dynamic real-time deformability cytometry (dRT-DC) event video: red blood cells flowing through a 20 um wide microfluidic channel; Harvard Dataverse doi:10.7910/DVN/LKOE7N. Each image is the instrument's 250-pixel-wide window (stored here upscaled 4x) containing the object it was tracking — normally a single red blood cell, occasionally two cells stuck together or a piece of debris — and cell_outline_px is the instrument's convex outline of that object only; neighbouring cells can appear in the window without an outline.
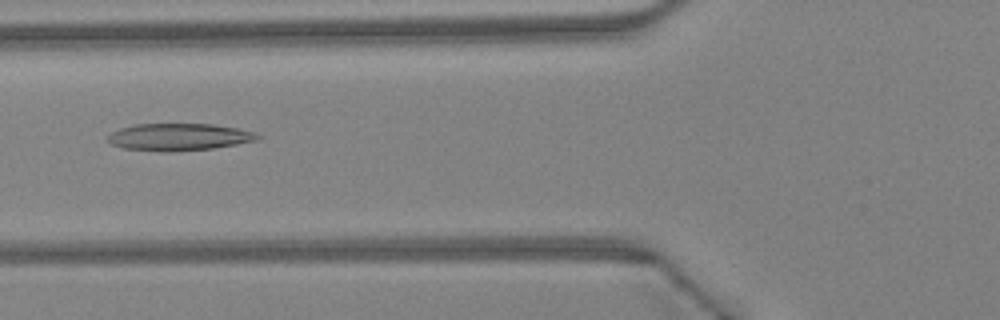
{"species": "Egyptian fruit bat (a non-hibernating species)", "species_latin": "Rousettus aegyptiacus", "temperature_condition": "warm", "stored_images_in_passage": 44, "camera_frame_rate_fps": 3000, "um_per_image_px": 0.085, "animal": {"sex": "female"}, "frame": {"image": 1, "passage_image": 17, "time_ms": 5.333, "image_size_px": [1000, 320], "cell_outline_px": [[260, 136], [256, 140], [236, 144], [212, 148], [168, 152], [124, 148], [112, 144], [108, 140], [108, 136], [112, 132], [120, 128], [136, 124], [212, 124], [236, 128], [252, 132]], "centroid_in_image_um": [15.17, 11.64], "position_along_channel_um": 110.6, "area_um2": 23.29}}
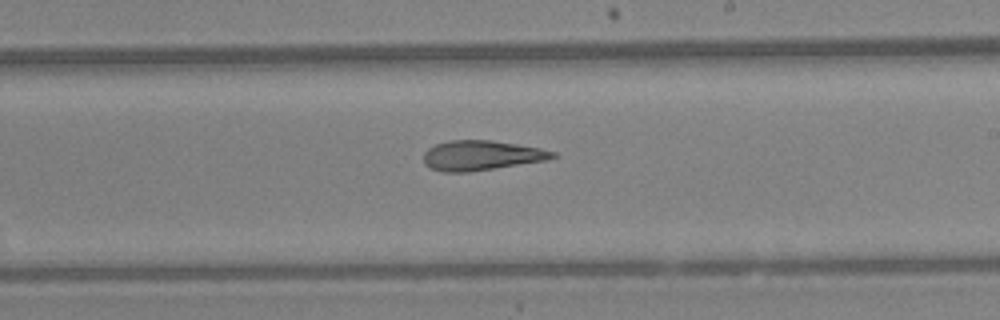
{"frame": {"image": 2, "passage_image": 26, "time_ms": 8.333, "image_size_px": [1000, 320], "cell_outline_px": [[556, 156], [544, 160], [468, 172], [444, 172], [432, 168], [424, 164], [424, 152], [428, 148], [436, 144], [448, 140], [492, 140], [540, 148], [556, 152]], "centroid_in_image_um": [40.87, 13.2], "position_along_channel_um": 248.1, "area_um2": 22.14}}
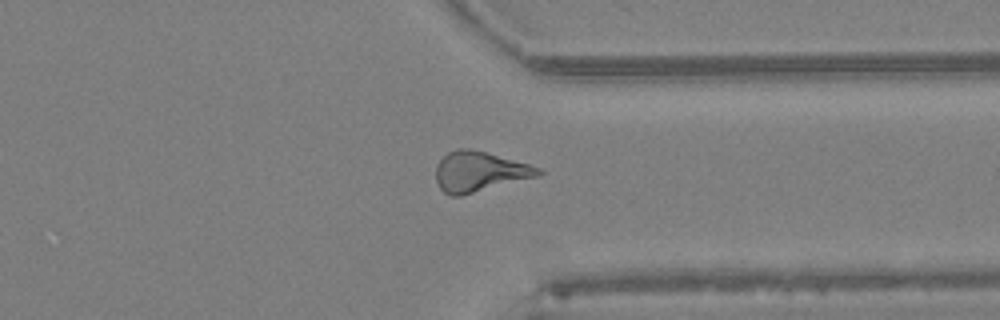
{"frame": {"image": 3, "passage_image": 34, "time_ms": 11.0, "image_size_px": [1000, 320], "cell_outline_px": [[544, 172], [536, 176], [460, 196], [448, 196], [440, 188], [436, 180], [436, 164], [448, 152], [456, 148], [468, 148], [484, 152], [528, 164], [540, 168]], "centroid_in_image_um": [40.69, 14.59], "position_along_channel_um": 370.7, "area_um2": 23.52}, "authors_computed_cell_mechanics": {"area_um2": 23.5246, "velocity_mm_per_s": 4.5961, "shape_relaxation_time_tau1_ms": null, "shape_relaxation_time_tau2_ms": 2.9932, "deformation_change_tau1": null, "deformation_change_tau2": 0.1329}}